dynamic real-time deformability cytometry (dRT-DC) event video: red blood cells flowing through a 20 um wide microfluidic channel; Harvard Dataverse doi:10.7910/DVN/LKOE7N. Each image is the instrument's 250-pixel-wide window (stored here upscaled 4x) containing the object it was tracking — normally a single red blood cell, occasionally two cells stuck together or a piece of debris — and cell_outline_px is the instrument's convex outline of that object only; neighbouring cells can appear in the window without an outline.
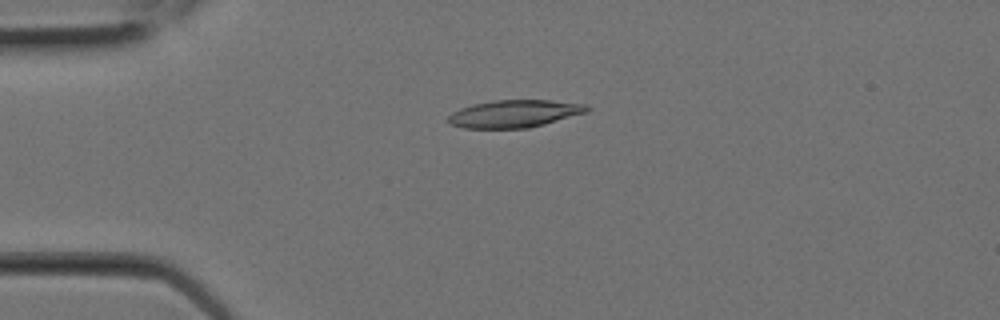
{"species": "Egyptian fruit bat (a non-hibernating species)", "species_latin": "Rousettus aegyptiacus", "temperature_condition": "room temperature", "stored_images_in_passage": 2, "camera_frame_rate_fps": 3000, "um_per_image_px": 0.085, "animal": {"sex": "female"}, "frame": {"image": 1, "passage_image": 1, "time_ms": 0.0, "image_size_px": [1000, 320], "cell_outline_px": [[592, 108], [588, 112], [544, 124], [528, 128], [464, 128], [448, 124], [448, 116], [452, 112], [460, 108], [472, 104], [496, 100], [552, 100], [584, 104]], "centroid_in_image_um": [43.72, 9.66], "position_along_channel_um": 41.3, "area_um2": 22.31}}